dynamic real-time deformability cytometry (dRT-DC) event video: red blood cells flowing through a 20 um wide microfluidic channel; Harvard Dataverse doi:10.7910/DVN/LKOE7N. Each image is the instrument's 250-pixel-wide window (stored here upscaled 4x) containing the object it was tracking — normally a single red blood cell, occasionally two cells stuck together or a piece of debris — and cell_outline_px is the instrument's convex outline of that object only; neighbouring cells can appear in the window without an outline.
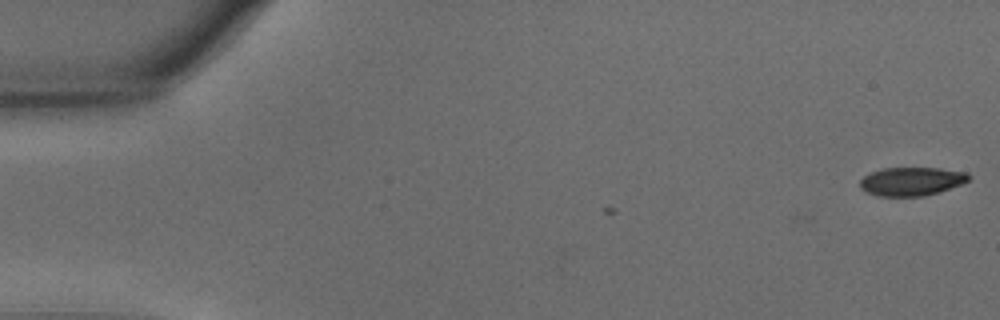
{"species": "common noctule bat (a hibernating species)", "species_latin": "Nyctalus noctula", "temperature_condition": "warm", "stored_images_in_passage": 3, "camera_frame_rate_fps": 3000, "um_per_image_px": 0.085, "animal": {"sex": "male", "body_mass_g": 15.6}, "frame": {"image": 1, "passage_image": 1, "time_ms": 0.0, "image_size_px": [1000, 320], "cell_outline_px": [[972, 176], [968, 180], [960, 184], [940, 192], [924, 196], [876, 196], [864, 192], [860, 188], [860, 180], [864, 176], [872, 172], [884, 168], [940, 168], [968, 172]], "centroid_in_image_um": [77.48, 15.42], "position_along_channel_um": 7.5, "area_um2": 18.21}}